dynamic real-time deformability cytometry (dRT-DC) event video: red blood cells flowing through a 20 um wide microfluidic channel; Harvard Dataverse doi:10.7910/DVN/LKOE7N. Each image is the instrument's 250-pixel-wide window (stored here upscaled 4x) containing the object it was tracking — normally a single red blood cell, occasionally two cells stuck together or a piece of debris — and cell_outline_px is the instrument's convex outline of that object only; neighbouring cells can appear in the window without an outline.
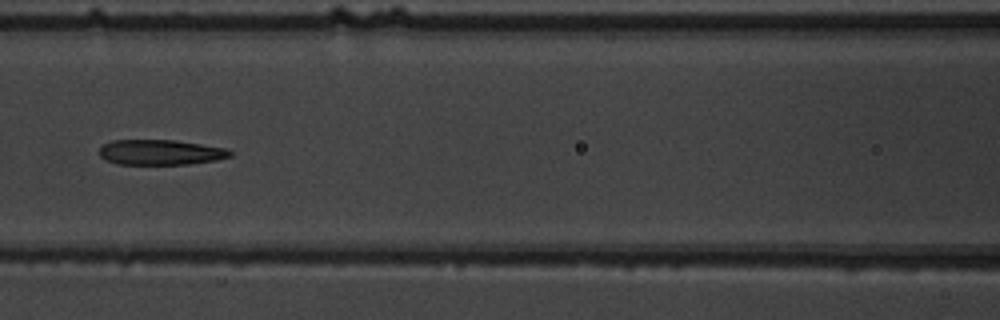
{"species": "common noctule bat (a hibernating species)", "species_latin": "Nyctalus noctula", "temperature_condition": "warm", "stored_images_in_passage": 14, "camera_frame_rate_fps": 3000, "um_per_image_px": 0.085, "animal": {"sex": "male", "body_mass_g": 19.5, "forearm_length_mm": 54.6}, "frame": {"image": 1, "passage_image": 7, "time_ms": 8.0, "image_size_px": [1000, 320], "cell_outline_px": [[232, 156], [216, 160], [188, 164], [116, 164], [104, 160], [100, 156], [100, 148], [104, 144], [112, 140], [176, 140], [224, 148], [232, 152]], "centroid_in_image_um": [13.61, 12.95], "position_along_channel_um": 153.0, "area_um2": 19.19}}
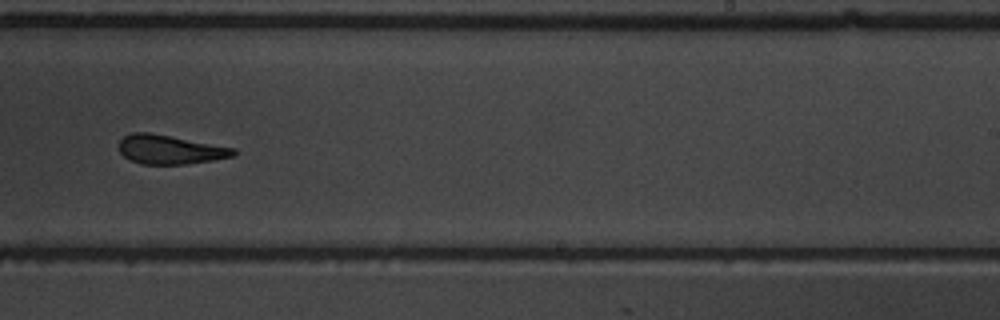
{"frame": {"image": 2, "passage_image": 10, "time_ms": 11.333, "image_size_px": [1000, 320], "cell_outline_px": [[236, 156], [212, 160], [184, 164], [140, 164], [124, 156], [120, 152], [120, 140], [124, 136], [132, 132], [148, 132], [236, 148]], "centroid_in_image_um": [14.46, 12.71], "position_along_channel_um": 274.5, "area_um2": 19.25}}
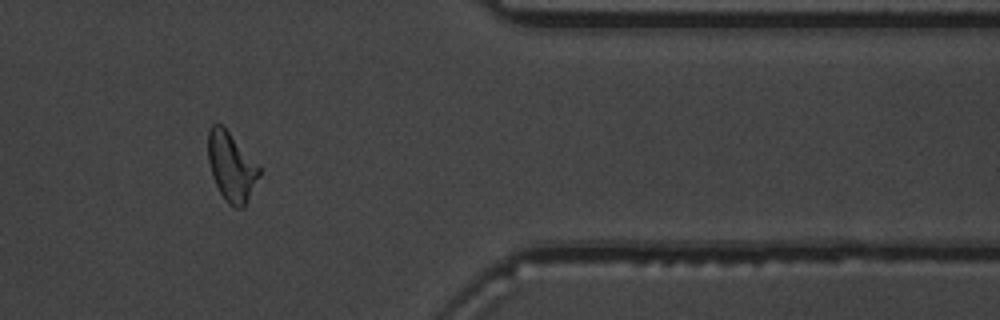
{"frame": {"image": 3, "passage_image": 13, "time_ms": 15.0, "image_size_px": [1000, 320], "cell_outline_px": [[260, 176], [244, 208], [236, 208], [228, 204], [224, 200], [212, 176], [208, 160], [208, 128], [212, 124], [224, 124], [260, 168]], "centroid_in_image_um": [19.65, 14.15], "position_along_channel_um": 391.7, "area_um2": 20.75}, "authors_computed_cell_mechanics": {"area_um2": 20.5479, "velocity_mm_per_s": 3.6664, "shape_relaxation_time_tau1_ms": 5.8352, "shape_relaxation_time_tau2_ms": 5.9657, "deformation_change_tau1": 0.1765, "deformation_change_tau2": 0.136}}